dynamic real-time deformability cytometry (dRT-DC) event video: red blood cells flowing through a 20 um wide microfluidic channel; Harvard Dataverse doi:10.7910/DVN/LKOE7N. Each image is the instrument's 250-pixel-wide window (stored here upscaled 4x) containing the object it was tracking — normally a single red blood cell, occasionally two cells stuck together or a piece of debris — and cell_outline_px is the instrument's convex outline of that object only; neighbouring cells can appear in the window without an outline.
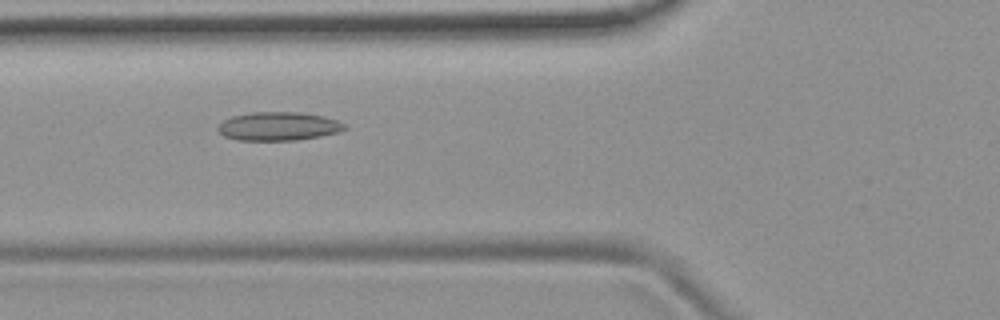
{"species": "common noctule bat (a hibernating species)", "species_latin": "Nyctalus noctula", "temperature_condition": "room temperature", "stored_images_in_passage": 36, "camera_frame_rate_fps": 3000, "um_per_image_px": 0.085, "animal": {"sex": "female", "body_mass_g": 19.9}, "frame": {"image": 1, "passage_image": 6, "time_ms": 1.667, "image_size_px": [1000, 320], "cell_outline_px": [[348, 128], [336, 132], [320, 136], [296, 140], [236, 140], [224, 136], [216, 128], [224, 120], [232, 116], [252, 112], [300, 112], [324, 116], [336, 120], [344, 124]], "centroid_in_image_um": [23.65, 10.73], "position_along_channel_um": 102.1, "area_um2": 20.98}}
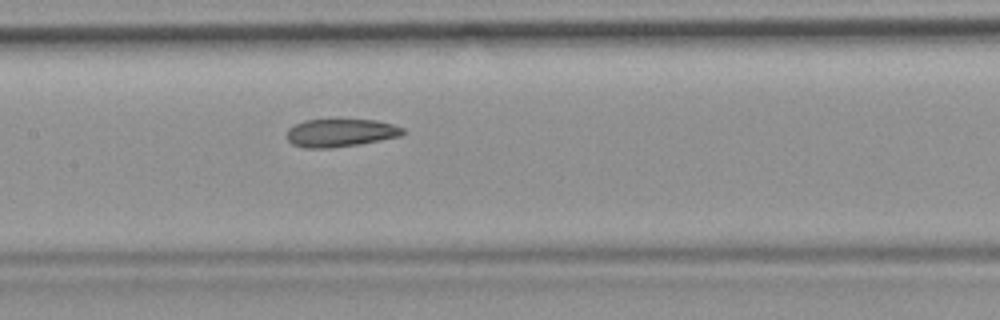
{"frame": {"image": 2, "passage_image": 12, "time_ms": 3.667, "image_size_px": [1000, 320], "cell_outline_px": [[404, 132], [400, 136], [360, 144], [332, 148], [304, 148], [292, 144], [288, 140], [288, 128], [304, 120], [376, 120], [392, 124], [404, 128]], "centroid_in_image_um": [28.94, 11.3], "position_along_channel_um": 178.5, "area_um2": 18.79}}
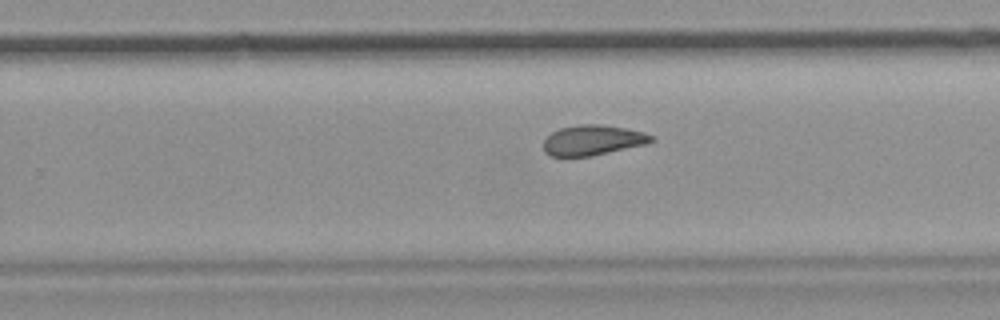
{"frame": {"image": 3, "passage_image": 20, "time_ms": 6.333, "image_size_px": [1000, 320], "cell_outline_px": [[652, 140], [644, 144], [592, 156], [548, 156], [544, 152], [544, 140], [552, 132], [560, 128], [580, 124], [600, 124], [624, 128], [644, 132], [652, 136]], "centroid_in_image_um": [50.33, 11.91], "position_along_channel_um": 279.5, "area_um2": 18.73}, "authors_computed_cell_mechanics": {"area_um2": 19.4208, "velocity_mm_per_s": 3.8044, "shape_relaxation_time_tau1_ms": null, "shape_relaxation_time_tau2_ms": 2.5816, "deformation_change_tau1": null, "deformation_change_tau2": 0.0863}}